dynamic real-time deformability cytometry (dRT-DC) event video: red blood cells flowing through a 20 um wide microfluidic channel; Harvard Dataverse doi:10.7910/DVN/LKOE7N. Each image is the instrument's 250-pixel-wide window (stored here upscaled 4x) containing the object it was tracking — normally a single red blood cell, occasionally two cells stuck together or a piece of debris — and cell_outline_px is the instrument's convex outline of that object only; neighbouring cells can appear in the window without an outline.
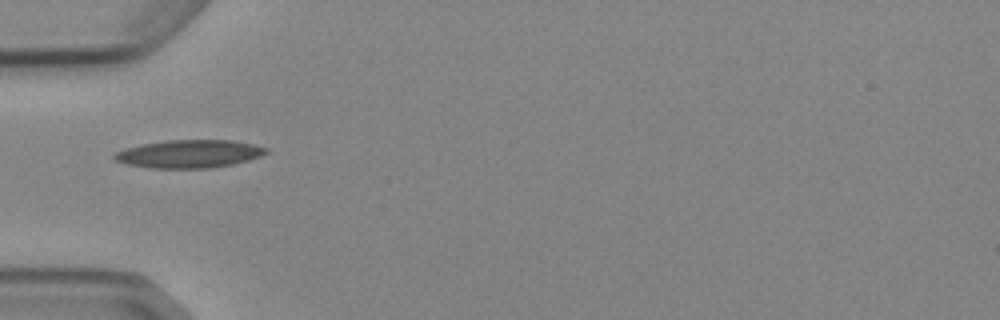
{"species": "Egyptian fruit bat (a non-hibernating species)", "species_latin": "Rousettus aegyptiacus", "temperature_condition": "cold", "stored_images_in_passage": 1, "camera_frame_rate_fps": 3000, "um_per_image_px": 0.085, "animal": {"sex": "female"}, "frame": {"image": 1, "passage_image": 1, "time_ms": 0.0, "image_size_px": [1000, 320], "cell_outline_px": [[268, 152], [260, 156], [248, 160], [232, 164], [208, 168], [152, 168], [128, 164], [116, 160], [112, 156], [116, 152], [128, 148], [144, 144], [168, 140], [232, 140], [252, 144], [268, 148]], "centroid_in_image_um": [16.11, 13.08], "position_along_channel_um": 68.9, "area_um2": 24.39}}